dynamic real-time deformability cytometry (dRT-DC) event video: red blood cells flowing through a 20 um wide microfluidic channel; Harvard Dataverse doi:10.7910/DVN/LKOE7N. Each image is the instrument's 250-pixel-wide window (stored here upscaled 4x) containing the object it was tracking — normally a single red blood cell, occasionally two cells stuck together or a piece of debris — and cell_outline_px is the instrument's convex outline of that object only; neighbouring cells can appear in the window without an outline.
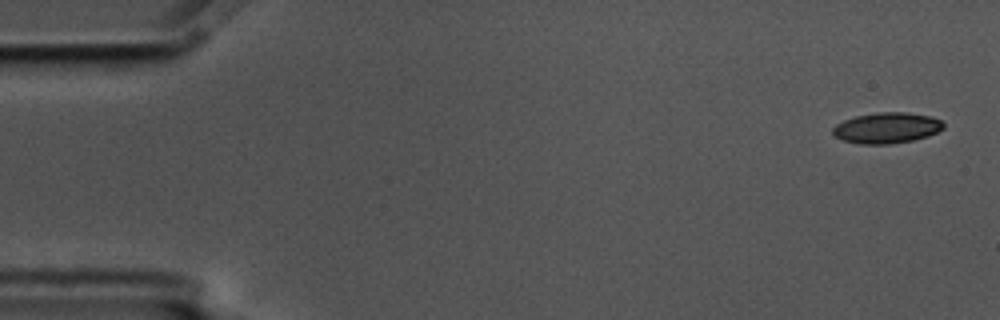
{"species": "common noctule bat (a hibernating species)", "species_latin": "Nyctalus noctula", "temperature_condition": "cold", "stored_images_in_passage": 5, "camera_frame_rate_fps": 3000, "um_per_image_px": 0.085, "animal": {"sex": "male", "body_mass_g": 17.5, "forearm_length_mm": 52.3}, "frame": {"image": 1, "passage_image": 1, "time_ms": 0.0, "image_size_px": [1000, 320], "cell_outline_px": [[944, 128], [928, 136], [912, 140], [888, 144], [860, 144], [844, 140], [836, 136], [832, 132], [832, 128], [836, 124], [844, 120], [856, 116], [880, 112], [908, 112], [932, 116], [940, 120], [944, 124]], "centroid_in_image_um": [75.39, 10.86], "position_along_channel_um": 9.6, "area_um2": 19.77}}
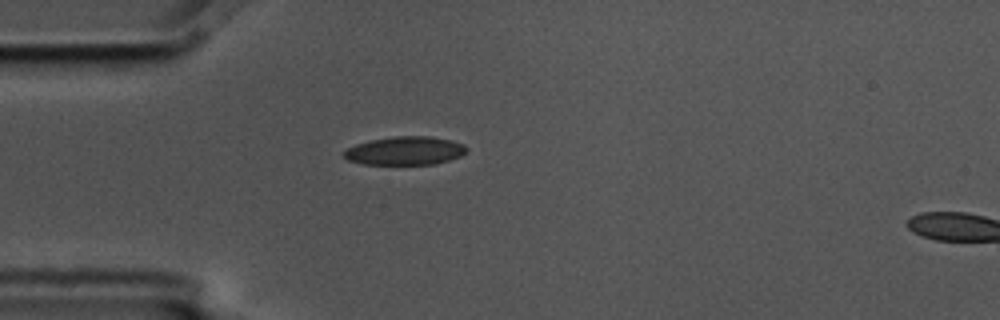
{"frame": {"image": 2, "passage_image": 4, "time_ms": 1.0, "image_size_px": [1000, 320], "cell_outline_px": [[468, 148], [460, 156], [436, 164], [360, 164], [348, 160], [340, 152], [356, 144], [372, 140], [396, 136], [428, 136], [452, 140], [464, 144]], "centroid_in_image_um": [34.41, 12.81], "position_along_channel_um": 50.6, "area_um2": 20.29}}